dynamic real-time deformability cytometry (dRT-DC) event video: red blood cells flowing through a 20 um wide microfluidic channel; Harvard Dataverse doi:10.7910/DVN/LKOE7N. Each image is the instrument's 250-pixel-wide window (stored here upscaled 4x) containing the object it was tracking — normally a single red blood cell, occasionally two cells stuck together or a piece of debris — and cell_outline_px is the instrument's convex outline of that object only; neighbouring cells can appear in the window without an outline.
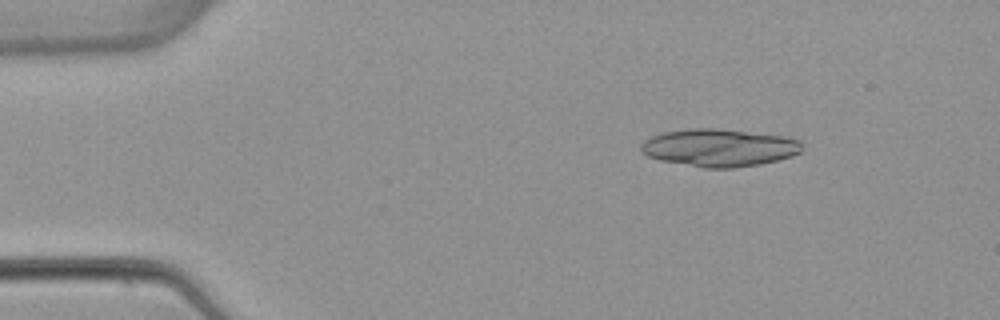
{"species": "common noctule bat (a hibernating species)", "species_latin": "Nyctalus noctula", "temperature_condition": "warm", "stored_images_in_passage": 3, "camera_frame_rate_fps": 3000, "um_per_image_px": 0.085, "animal": {"sex": "female", "body_mass_g": 22.7, "forearm_length_mm": 54.2}, "frame": {"image": 1, "passage_image": 2, "time_ms": 1.667, "image_size_px": [1000, 320], "cell_outline_px": [[800, 152], [792, 156], [760, 164], [732, 168], [704, 168], [660, 160], [648, 156], [640, 152], [640, 144], [644, 140], [652, 136], [664, 132], [692, 128], [716, 128], [788, 136], [800, 140]], "centroid_in_image_um": [61.11, 12.55], "position_along_channel_um": 23.9, "area_um2": 35.37}}